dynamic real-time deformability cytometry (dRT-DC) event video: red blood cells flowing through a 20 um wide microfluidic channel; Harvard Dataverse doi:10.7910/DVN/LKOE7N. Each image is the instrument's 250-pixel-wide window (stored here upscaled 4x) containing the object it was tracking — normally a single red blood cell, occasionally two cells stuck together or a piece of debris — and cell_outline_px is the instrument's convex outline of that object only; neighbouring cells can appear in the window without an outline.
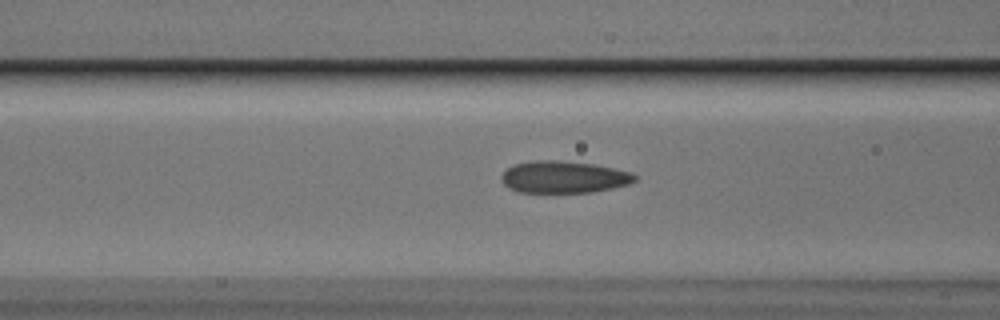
{"species": "Egyptian fruit bat (a non-hibernating species)", "species_latin": "Rousettus aegyptiacus", "temperature_condition": "cold", "stored_images_in_passage": 41, "camera_frame_rate_fps": 3000, "um_per_image_px": 0.085, "animal": {"sex": "male"}, "frame": {"image": 1, "passage_image": 11, "time_ms": 3.333, "image_size_px": [1000, 320], "cell_outline_px": [[636, 180], [628, 184], [612, 188], [588, 192], [520, 192], [508, 188], [500, 180], [500, 176], [512, 164], [536, 160], [560, 160], [592, 164], [632, 172], [636, 176]], "centroid_in_image_um": [47.88, 15.04], "position_along_channel_um": 118.7, "area_um2": 24.8}}
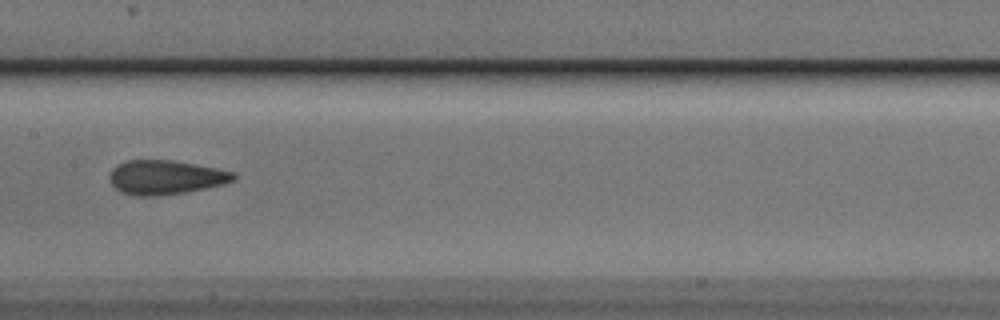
{"frame": {"image": 2, "passage_image": 17, "time_ms": 5.333, "image_size_px": [1000, 320], "cell_outline_px": [[236, 180], [224, 184], [184, 192], [140, 196], [136, 196], [120, 192], [112, 184], [108, 176], [112, 168], [128, 160], [172, 160], [196, 164], [216, 168], [232, 172], [236, 176]], "centroid_in_image_um": [14.06, 15.06], "position_along_channel_um": 193.3, "area_um2": 24.39}}
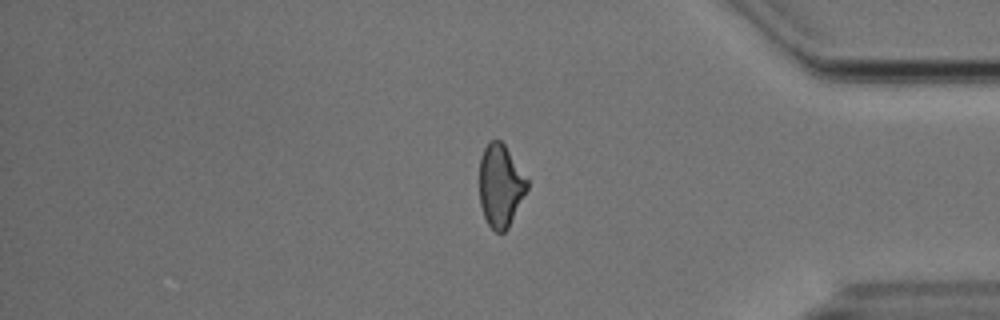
{"frame": {"image": 3, "passage_image": 35, "time_ms": 11.333, "image_size_px": [1000, 320], "cell_outline_px": [[528, 188], [508, 228], [504, 232], [496, 232], [488, 224], [484, 216], [480, 204], [480, 156], [484, 148], [492, 140], [500, 140], [504, 144], [528, 180]], "centroid_in_image_um": [42.54, 15.79], "position_along_channel_um": 392.7, "area_um2": 22.72}, "authors_computed_cell_mechanics": {"area_um2": 24.276, "velocity_mm_per_s": 3.7255, "shape_relaxation_time_tau1_ms": 4.797, "shape_relaxation_time_tau2_ms": 1.7024, "deformation_change_tau1": 0.1455, "deformation_change_tau2": 0.0924}}